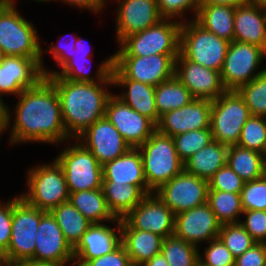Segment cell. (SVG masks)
<instances>
[{
  "label": "cell",
  "mask_w": 266,
  "mask_h": 266,
  "mask_svg": "<svg viewBox=\"0 0 266 266\" xmlns=\"http://www.w3.org/2000/svg\"><path fill=\"white\" fill-rule=\"evenodd\" d=\"M121 229L149 231L163 238L174 235L175 214L153 192L121 219Z\"/></svg>",
  "instance_id": "cell-12"
},
{
  "label": "cell",
  "mask_w": 266,
  "mask_h": 266,
  "mask_svg": "<svg viewBox=\"0 0 266 266\" xmlns=\"http://www.w3.org/2000/svg\"><path fill=\"white\" fill-rule=\"evenodd\" d=\"M84 41L85 40L81 37H78L76 39V42L74 43L75 45L74 55H89L90 54V50H88L89 45L86 46Z\"/></svg>",
  "instance_id": "cell-55"
},
{
  "label": "cell",
  "mask_w": 266,
  "mask_h": 266,
  "mask_svg": "<svg viewBox=\"0 0 266 266\" xmlns=\"http://www.w3.org/2000/svg\"><path fill=\"white\" fill-rule=\"evenodd\" d=\"M265 176H266V154H265Z\"/></svg>",
  "instance_id": "cell-64"
},
{
  "label": "cell",
  "mask_w": 266,
  "mask_h": 266,
  "mask_svg": "<svg viewBox=\"0 0 266 266\" xmlns=\"http://www.w3.org/2000/svg\"><path fill=\"white\" fill-rule=\"evenodd\" d=\"M234 40L257 45L266 51V14L263 6L252 2L235 7Z\"/></svg>",
  "instance_id": "cell-26"
},
{
  "label": "cell",
  "mask_w": 266,
  "mask_h": 266,
  "mask_svg": "<svg viewBox=\"0 0 266 266\" xmlns=\"http://www.w3.org/2000/svg\"><path fill=\"white\" fill-rule=\"evenodd\" d=\"M8 266H66V264L36 261V260L31 259V260L18 261Z\"/></svg>",
  "instance_id": "cell-53"
},
{
  "label": "cell",
  "mask_w": 266,
  "mask_h": 266,
  "mask_svg": "<svg viewBox=\"0 0 266 266\" xmlns=\"http://www.w3.org/2000/svg\"><path fill=\"white\" fill-rule=\"evenodd\" d=\"M13 4L15 5L14 0H0V5Z\"/></svg>",
  "instance_id": "cell-57"
},
{
  "label": "cell",
  "mask_w": 266,
  "mask_h": 266,
  "mask_svg": "<svg viewBox=\"0 0 266 266\" xmlns=\"http://www.w3.org/2000/svg\"><path fill=\"white\" fill-rule=\"evenodd\" d=\"M0 266H7L4 258V254L0 252Z\"/></svg>",
  "instance_id": "cell-59"
},
{
  "label": "cell",
  "mask_w": 266,
  "mask_h": 266,
  "mask_svg": "<svg viewBox=\"0 0 266 266\" xmlns=\"http://www.w3.org/2000/svg\"><path fill=\"white\" fill-rule=\"evenodd\" d=\"M33 1H36V2H49L51 0H33Z\"/></svg>",
  "instance_id": "cell-63"
},
{
  "label": "cell",
  "mask_w": 266,
  "mask_h": 266,
  "mask_svg": "<svg viewBox=\"0 0 266 266\" xmlns=\"http://www.w3.org/2000/svg\"><path fill=\"white\" fill-rule=\"evenodd\" d=\"M230 42L205 30L194 19L182 20L179 53L189 61L221 71Z\"/></svg>",
  "instance_id": "cell-6"
},
{
  "label": "cell",
  "mask_w": 266,
  "mask_h": 266,
  "mask_svg": "<svg viewBox=\"0 0 266 266\" xmlns=\"http://www.w3.org/2000/svg\"><path fill=\"white\" fill-rule=\"evenodd\" d=\"M50 213L63 232L65 240L74 248L92 223L70 201L61 203Z\"/></svg>",
  "instance_id": "cell-33"
},
{
  "label": "cell",
  "mask_w": 266,
  "mask_h": 266,
  "mask_svg": "<svg viewBox=\"0 0 266 266\" xmlns=\"http://www.w3.org/2000/svg\"><path fill=\"white\" fill-rule=\"evenodd\" d=\"M252 2L253 0H200V5H225L238 7Z\"/></svg>",
  "instance_id": "cell-52"
},
{
  "label": "cell",
  "mask_w": 266,
  "mask_h": 266,
  "mask_svg": "<svg viewBox=\"0 0 266 266\" xmlns=\"http://www.w3.org/2000/svg\"><path fill=\"white\" fill-rule=\"evenodd\" d=\"M111 76L113 86L126 88L120 95H116L140 115L146 116L156 125L160 117L155 103V86L126 78L114 65Z\"/></svg>",
  "instance_id": "cell-24"
},
{
  "label": "cell",
  "mask_w": 266,
  "mask_h": 266,
  "mask_svg": "<svg viewBox=\"0 0 266 266\" xmlns=\"http://www.w3.org/2000/svg\"><path fill=\"white\" fill-rule=\"evenodd\" d=\"M142 266H169L163 254L160 252L152 257L149 261L144 263Z\"/></svg>",
  "instance_id": "cell-56"
},
{
  "label": "cell",
  "mask_w": 266,
  "mask_h": 266,
  "mask_svg": "<svg viewBox=\"0 0 266 266\" xmlns=\"http://www.w3.org/2000/svg\"><path fill=\"white\" fill-rule=\"evenodd\" d=\"M244 183L245 182L226 164L208 180V190L241 193Z\"/></svg>",
  "instance_id": "cell-44"
},
{
  "label": "cell",
  "mask_w": 266,
  "mask_h": 266,
  "mask_svg": "<svg viewBox=\"0 0 266 266\" xmlns=\"http://www.w3.org/2000/svg\"><path fill=\"white\" fill-rule=\"evenodd\" d=\"M8 128V123H0V135Z\"/></svg>",
  "instance_id": "cell-58"
},
{
  "label": "cell",
  "mask_w": 266,
  "mask_h": 266,
  "mask_svg": "<svg viewBox=\"0 0 266 266\" xmlns=\"http://www.w3.org/2000/svg\"><path fill=\"white\" fill-rule=\"evenodd\" d=\"M208 180L183 170L154 193L177 215L207 203Z\"/></svg>",
  "instance_id": "cell-13"
},
{
  "label": "cell",
  "mask_w": 266,
  "mask_h": 266,
  "mask_svg": "<svg viewBox=\"0 0 266 266\" xmlns=\"http://www.w3.org/2000/svg\"><path fill=\"white\" fill-rule=\"evenodd\" d=\"M76 36H74V40H71L70 43H58V45H50L49 53H52L54 60L57 62V66L60 69L73 57L75 51Z\"/></svg>",
  "instance_id": "cell-50"
},
{
  "label": "cell",
  "mask_w": 266,
  "mask_h": 266,
  "mask_svg": "<svg viewBox=\"0 0 266 266\" xmlns=\"http://www.w3.org/2000/svg\"><path fill=\"white\" fill-rule=\"evenodd\" d=\"M102 182L138 186L146 195L153 193L147 186L141 154L138 148H130L122 156L102 166Z\"/></svg>",
  "instance_id": "cell-25"
},
{
  "label": "cell",
  "mask_w": 266,
  "mask_h": 266,
  "mask_svg": "<svg viewBox=\"0 0 266 266\" xmlns=\"http://www.w3.org/2000/svg\"><path fill=\"white\" fill-rule=\"evenodd\" d=\"M161 253L169 266H195L199 260V248L175 235L163 238Z\"/></svg>",
  "instance_id": "cell-37"
},
{
  "label": "cell",
  "mask_w": 266,
  "mask_h": 266,
  "mask_svg": "<svg viewBox=\"0 0 266 266\" xmlns=\"http://www.w3.org/2000/svg\"><path fill=\"white\" fill-rule=\"evenodd\" d=\"M228 147L213 140L184 163V170L209 180L220 168L226 165Z\"/></svg>",
  "instance_id": "cell-28"
},
{
  "label": "cell",
  "mask_w": 266,
  "mask_h": 266,
  "mask_svg": "<svg viewBox=\"0 0 266 266\" xmlns=\"http://www.w3.org/2000/svg\"><path fill=\"white\" fill-rule=\"evenodd\" d=\"M61 2H65L66 4H70V6H76L81 9H86L92 11L93 13H99L101 10L105 8L106 0H60Z\"/></svg>",
  "instance_id": "cell-51"
},
{
  "label": "cell",
  "mask_w": 266,
  "mask_h": 266,
  "mask_svg": "<svg viewBox=\"0 0 266 266\" xmlns=\"http://www.w3.org/2000/svg\"><path fill=\"white\" fill-rule=\"evenodd\" d=\"M265 56L266 51L257 45L235 40L230 42L220 71L224 87L237 90L264 72L266 68L260 71L257 69Z\"/></svg>",
  "instance_id": "cell-11"
},
{
  "label": "cell",
  "mask_w": 266,
  "mask_h": 266,
  "mask_svg": "<svg viewBox=\"0 0 266 266\" xmlns=\"http://www.w3.org/2000/svg\"><path fill=\"white\" fill-rule=\"evenodd\" d=\"M251 114L236 90H227L212 101L211 131L213 140L227 146L238 143L241 130Z\"/></svg>",
  "instance_id": "cell-10"
},
{
  "label": "cell",
  "mask_w": 266,
  "mask_h": 266,
  "mask_svg": "<svg viewBox=\"0 0 266 266\" xmlns=\"http://www.w3.org/2000/svg\"><path fill=\"white\" fill-rule=\"evenodd\" d=\"M174 76L196 99L213 101L227 91L220 72L189 61L180 53L175 60Z\"/></svg>",
  "instance_id": "cell-16"
},
{
  "label": "cell",
  "mask_w": 266,
  "mask_h": 266,
  "mask_svg": "<svg viewBox=\"0 0 266 266\" xmlns=\"http://www.w3.org/2000/svg\"><path fill=\"white\" fill-rule=\"evenodd\" d=\"M116 228L104 223L92 224L73 248L74 266H82L87 260L111 253L121 244V219L116 218Z\"/></svg>",
  "instance_id": "cell-23"
},
{
  "label": "cell",
  "mask_w": 266,
  "mask_h": 266,
  "mask_svg": "<svg viewBox=\"0 0 266 266\" xmlns=\"http://www.w3.org/2000/svg\"><path fill=\"white\" fill-rule=\"evenodd\" d=\"M163 237L138 229H121V243L125 246L133 266H142L161 252Z\"/></svg>",
  "instance_id": "cell-27"
},
{
  "label": "cell",
  "mask_w": 266,
  "mask_h": 266,
  "mask_svg": "<svg viewBox=\"0 0 266 266\" xmlns=\"http://www.w3.org/2000/svg\"><path fill=\"white\" fill-rule=\"evenodd\" d=\"M211 110V100L195 98L187 105L162 115L157 130L174 137L188 131L210 128Z\"/></svg>",
  "instance_id": "cell-20"
},
{
  "label": "cell",
  "mask_w": 266,
  "mask_h": 266,
  "mask_svg": "<svg viewBox=\"0 0 266 266\" xmlns=\"http://www.w3.org/2000/svg\"><path fill=\"white\" fill-rule=\"evenodd\" d=\"M42 59L5 56L0 65V97L3 94L18 96L23 90L34 87L43 78Z\"/></svg>",
  "instance_id": "cell-18"
},
{
  "label": "cell",
  "mask_w": 266,
  "mask_h": 266,
  "mask_svg": "<svg viewBox=\"0 0 266 266\" xmlns=\"http://www.w3.org/2000/svg\"><path fill=\"white\" fill-rule=\"evenodd\" d=\"M46 77L57 90L63 123L71 141L105 116L107 101L113 93L104 88L113 86L111 75L98 83L71 81L57 74Z\"/></svg>",
  "instance_id": "cell-2"
},
{
  "label": "cell",
  "mask_w": 266,
  "mask_h": 266,
  "mask_svg": "<svg viewBox=\"0 0 266 266\" xmlns=\"http://www.w3.org/2000/svg\"><path fill=\"white\" fill-rule=\"evenodd\" d=\"M91 55H73V57L61 68V72H47V75L57 74L60 78H64L71 81L77 82H102L106 80L111 75V70L113 66V55L108 57L105 61L100 63L95 78L89 76L90 70L86 68L84 64L87 59L89 60ZM84 62V63H83ZM88 66V65H87Z\"/></svg>",
  "instance_id": "cell-35"
},
{
  "label": "cell",
  "mask_w": 266,
  "mask_h": 266,
  "mask_svg": "<svg viewBox=\"0 0 266 266\" xmlns=\"http://www.w3.org/2000/svg\"><path fill=\"white\" fill-rule=\"evenodd\" d=\"M105 116L131 148L142 145L157 130L152 120L140 115L113 94L107 101Z\"/></svg>",
  "instance_id": "cell-15"
},
{
  "label": "cell",
  "mask_w": 266,
  "mask_h": 266,
  "mask_svg": "<svg viewBox=\"0 0 266 266\" xmlns=\"http://www.w3.org/2000/svg\"><path fill=\"white\" fill-rule=\"evenodd\" d=\"M235 266H266V244L255 243L235 259Z\"/></svg>",
  "instance_id": "cell-49"
},
{
  "label": "cell",
  "mask_w": 266,
  "mask_h": 266,
  "mask_svg": "<svg viewBox=\"0 0 266 266\" xmlns=\"http://www.w3.org/2000/svg\"><path fill=\"white\" fill-rule=\"evenodd\" d=\"M45 213L28 204L21 196L13 198L11 238L4 254L7 266L22 260H34L36 232Z\"/></svg>",
  "instance_id": "cell-8"
},
{
  "label": "cell",
  "mask_w": 266,
  "mask_h": 266,
  "mask_svg": "<svg viewBox=\"0 0 266 266\" xmlns=\"http://www.w3.org/2000/svg\"><path fill=\"white\" fill-rule=\"evenodd\" d=\"M226 164L244 181L257 180L265 175V155L238 145H230Z\"/></svg>",
  "instance_id": "cell-30"
},
{
  "label": "cell",
  "mask_w": 266,
  "mask_h": 266,
  "mask_svg": "<svg viewBox=\"0 0 266 266\" xmlns=\"http://www.w3.org/2000/svg\"><path fill=\"white\" fill-rule=\"evenodd\" d=\"M195 266H207V265H205L200 260H198L197 263L195 264Z\"/></svg>",
  "instance_id": "cell-62"
},
{
  "label": "cell",
  "mask_w": 266,
  "mask_h": 266,
  "mask_svg": "<svg viewBox=\"0 0 266 266\" xmlns=\"http://www.w3.org/2000/svg\"><path fill=\"white\" fill-rule=\"evenodd\" d=\"M195 98L175 76L155 87V103L159 117L187 105Z\"/></svg>",
  "instance_id": "cell-34"
},
{
  "label": "cell",
  "mask_w": 266,
  "mask_h": 266,
  "mask_svg": "<svg viewBox=\"0 0 266 266\" xmlns=\"http://www.w3.org/2000/svg\"><path fill=\"white\" fill-rule=\"evenodd\" d=\"M6 103L3 102V99L0 97V123H8V128L11 125L10 120L12 119L11 117V111L10 109L7 108L5 105Z\"/></svg>",
  "instance_id": "cell-54"
},
{
  "label": "cell",
  "mask_w": 266,
  "mask_h": 266,
  "mask_svg": "<svg viewBox=\"0 0 266 266\" xmlns=\"http://www.w3.org/2000/svg\"><path fill=\"white\" fill-rule=\"evenodd\" d=\"M26 180L28 190L20 196L39 210L50 212L61 203L69 201L67 182L56 159L50 164L29 168Z\"/></svg>",
  "instance_id": "cell-7"
},
{
  "label": "cell",
  "mask_w": 266,
  "mask_h": 266,
  "mask_svg": "<svg viewBox=\"0 0 266 266\" xmlns=\"http://www.w3.org/2000/svg\"><path fill=\"white\" fill-rule=\"evenodd\" d=\"M179 158L185 163L193 154L213 141L210 128L192 130L173 137Z\"/></svg>",
  "instance_id": "cell-39"
},
{
  "label": "cell",
  "mask_w": 266,
  "mask_h": 266,
  "mask_svg": "<svg viewBox=\"0 0 266 266\" xmlns=\"http://www.w3.org/2000/svg\"><path fill=\"white\" fill-rule=\"evenodd\" d=\"M243 148L266 154V117L250 116L244 124L238 143Z\"/></svg>",
  "instance_id": "cell-40"
},
{
  "label": "cell",
  "mask_w": 266,
  "mask_h": 266,
  "mask_svg": "<svg viewBox=\"0 0 266 266\" xmlns=\"http://www.w3.org/2000/svg\"><path fill=\"white\" fill-rule=\"evenodd\" d=\"M178 55L113 56V65L126 78L156 87L174 76Z\"/></svg>",
  "instance_id": "cell-14"
},
{
  "label": "cell",
  "mask_w": 266,
  "mask_h": 266,
  "mask_svg": "<svg viewBox=\"0 0 266 266\" xmlns=\"http://www.w3.org/2000/svg\"><path fill=\"white\" fill-rule=\"evenodd\" d=\"M116 13L118 42L163 19L158 10L157 0H119Z\"/></svg>",
  "instance_id": "cell-22"
},
{
  "label": "cell",
  "mask_w": 266,
  "mask_h": 266,
  "mask_svg": "<svg viewBox=\"0 0 266 266\" xmlns=\"http://www.w3.org/2000/svg\"><path fill=\"white\" fill-rule=\"evenodd\" d=\"M78 140L55 159L61 165L69 193L102 188V165Z\"/></svg>",
  "instance_id": "cell-9"
},
{
  "label": "cell",
  "mask_w": 266,
  "mask_h": 266,
  "mask_svg": "<svg viewBox=\"0 0 266 266\" xmlns=\"http://www.w3.org/2000/svg\"><path fill=\"white\" fill-rule=\"evenodd\" d=\"M77 140L82 141L81 143L102 166L122 156L131 148L106 116L88 127Z\"/></svg>",
  "instance_id": "cell-17"
},
{
  "label": "cell",
  "mask_w": 266,
  "mask_h": 266,
  "mask_svg": "<svg viewBox=\"0 0 266 266\" xmlns=\"http://www.w3.org/2000/svg\"><path fill=\"white\" fill-rule=\"evenodd\" d=\"M69 201L92 224L116 222V217L107 206L102 188L70 193Z\"/></svg>",
  "instance_id": "cell-31"
},
{
  "label": "cell",
  "mask_w": 266,
  "mask_h": 266,
  "mask_svg": "<svg viewBox=\"0 0 266 266\" xmlns=\"http://www.w3.org/2000/svg\"><path fill=\"white\" fill-rule=\"evenodd\" d=\"M235 7L225 5H199L194 20L205 30L220 38L234 40Z\"/></svg>",
  "instance_id": "cell-29"
},
{
  "label": "cell",
  "mask_w": 266,
  "mask_h": 266,
  "mask_svg": "<svg viewBox=\"0 0 266 266\" xmlns=\"http://www.w3.org/2000/svg\"><path fill=\"white\" fill-rule=\"evenodd\" d=\"M252 116L266 117V70L236 90Z\"/></svg>",
  "instance_id": "cell-38"
},
{
  "label": "cell",
  "mask_w": 266,
  "mask_h": 266,
  "mask_svg": "<svg viewBox=\"0 0 266 266\" xmlns=\"http://www.w3.org/2000/svg\"><path fill=\"white\" fill-rule=\"evenodd\" d=\"M253 2L258 3L261 6H264L266 4V0H253Z\"/></svg>",
  "instance_id": "cell-60"
},
{
  "label": "cell",
  "mask_w": 266,
  "mask_h": 266,
  "mask_svg": "<svg viewBox=\"0 0 266 266\" xmlns=\"http://www.w3.org/2000/svg\"><path fill=\"white\" fill-rule=\"evenodd\" d=\"M4 57H5V54H4V52L0 49V65H1V63H2V61H3V59H4Z\"/></svg>",
  "instance_id": "cell-61"
},
{
  "label": "cell",
  "mask_w": 266,
  "mask_h": 266,
  "mask_svg": "<svg viewBox=\"0 0 266 266\" xmlns=\"http://www.w3.org/2000/svg\"><path fill=\"white\" fill-rule=\"evenodd\" d=\"M182 19L173 21L171 18H163L141 32L124 37L118 43L120 49L113 56L179 54Z\"/></svg>",
  "instance_id": "cell-5"
},
{
  "label": "cell",
  "mask_w": 266,
  "mask_h": 266,
  "mask_svg": "<svg viewBox=\"0 0 266 266\" xmlns=\"http://www.w3.org/2000/svg\"><path fill=\"white\" fill-rule=\"evenodd\" d=\"M13 198L6 203L0 202V252L5 254L10 244Z\"/></svg>",
  "instance_id": "cell-48"
},
{
  "label": "cell",
  "mask_w": 266,
  "mask_h": 266,
  "mask_svg": "<svg viewBox=\"0 0 266 266\" xmlns=\"http://www.w3.org/2000/svg\"><path fill=\"white\" fill-rule=\"evenodd\" d=\"M221 223L207 203L175 215L174 235L199 247L200 242L218 238Z\"/></svg>",
  "instance_id": "cell-19"
},
{
  "label": "cell",
  "mask_w": 266,
  "mask_h": 266,
  "mask_svg": "<svg viewBox=\"0 0 266 266\" xmlns=\"http://www.w3.org/2000/svg\"><path fill=\"white\" fill-rule=\"evenodd\" d=\"M37 230L34 260L60 264L74 261L73 248L65 240L62 230L50 212L41 217Z\"/></svg>",
  "instance_id": "cell-21"
},
{
  "label": "cell",
  "mask_w": 266,
  "mask_h": 266,
  "mask_svg": "<svg viewBox=\"0 0 266 266\" xmlns=\"http://www.w3.org/2000/svg\"><path fill=\"white\" fill-rule=\"evenodd\" d=\"M245 220L239 223L245 228L256 243L266 244V211H243Z\"/></svg>",
  "instance_id": "cell-45"
},
{
  "label": "cell",
  "mask_w": 266,
  "mask_h": 266,
  "mask_svg": "<svg viewBox=\"0 0 266 266\" xmlns=\"http://www.w3.org/2000/svg\"><path fill=\"white\" fill-rule=\"evenodd\" d=\"M218 237L235 259L256 243L240 223L222 224Z\"/></svg>",
  "instance_id": "cell-41"
},
{
  "label": "cell",
  "mask_w": 266,
  "mask_h": 266,
  "mask_svg": "<svg viewBox=\"0 0 266 266\" xmlns=\"http://www.w3.org/2000/svg\"><path fill=\"white\" fill-rule=\"evenodd\" d=\"M17 97L15 118L10 130V144L41 142L55 144L69 141L62 119L57 90L43 78L37 85L23 90Z\"/></svg>",
  "instance_id": "cell-1"
},
{
  "label": "cell",
  "mask_w": 266,
  "mask_h": 266,
  "mask_svg": "<svg viewBox=\"0 0 266 266\" xmlns=\"http://www.w3.org/2000/svg\"><path fill=\"white\" fill-rule=\"evenodd\" d=\"M102 190L109 210L116 218H124L146 194L134 185L102 182Z\"/></svg>",
  "instance_id": "cell-32"
},
{
  "label": "cell",
  "mask_w": 266,
  "mask_h": 266,
  "mask_svg": "<svg viewBox=\"0 0 266 266\" xmlns=\"http://www.w3.org/2000/svg\"><path fill=\"white\" fill-rule=\"evenodd\" d=\"M207 204L221 224L239 223L243 214L240 193L208 190Z\"/></svg>",
  "instance_id": "cell-36"
},
{
  "label": "cell",
  "mask_w": 266,
  "mask_h": 266,
  "mask_svg": "<svg viewBox=\"0 0 266 266\" xmlns=\"http://www.w3.org/2000/svg\"><path fill=\"white\" fill-rule=\"evenodd\" d=\"M263 8H264V11H265V14H266V4L263 6Z\"/></svg>",
  "instance_id": "cell-65"
},
{
  "label": "cell",
  "mask_w": 266,
  "mask_h": 266,
  "mask_svg": "<svg viewBox=\"0 0 266 266\" xmlns=\"http://www.w3.org/2000/svg\"><path fill=\"white\" fill-rule=\"evenodd\" d=\"M240 195L243 211H266V176L245 182Z\"/></svg>",
  "instance_id": "cell-42"
},
{
  "label": "cell",
  "mask_w": 266,
  "mask_h": 266,
  "mask_svg": "<svg viewBox=\"0 0 266 266\" xmlns=\"http://www.w3.org/2000/svg\"><path fill=\"white\" fill-rule=\"evenodd\" d=\"M15 6L0 5V49L5 56L42 59L40 64L47 76L49 70L43 65V52L37 30L18 13Z\"/></svg>",
  "instance_id": "cell-4"
},
{
  "label": "cell",
  "mask_w": 266,
  "mask_h": 266,
  "mask_svg": "<svg viewBox=\"0 0 266 266\" xmlns=\"http://www.w3.org/2000/svg\"><path fill=\"white\" fill-rule=\"evenodd\" d=\"M137 148L142 157L147 186L152 192L184 170L171 136L156 130Z\"/></svg>",
  "instance_id": "cell-3"
},
{
  "label": "cell",
  "mask_w": 266,
  "mask_h": 266,
  "mask_svg": "<svg viewBox=\"0 0 266 266\" xmlns=\"http://www.w3.org/2000/svg\"><path fill=\"white\" fill-rule=\"evenodd\" d=\"M158 10L163 18L176 19L183 17V14L187 12L194 11L193 13L196 17L198 8L200 5V0H157Z\"/></svg>",
  "instance_id": "cell-46"
},
{
  "label": "cell",
  "mask_w": 266,
  "mask_h": 266,
  "mask_svg": "<svg viewBox=\"0 0 266 266\" xmlns=\"http://www.w3.org/2000/svg\"><path fill=\"white\" fill-rule=\"evenodd\" d=\"M82 266H133L125 246L121 243L111 253L87 260Z\"/></svg>",
  "instance_id": "cell-47"
},
{
  "label": "cell",
  "mask_w": 266,
  "mask_h": 266,
  "mask_svg": "<svg viewBox=\"0 0 266 266\" xmlns=\"http://www.w3.org/2000/svg\"><path fill=\"white\" fill-rule=\"evenodd\" d=\"M208 243L203 255L199 252V260L202 263L207 266H235V258L219 237Z\"/></svg>",
  "instance_id": "cell-43"
}]
</instances>
